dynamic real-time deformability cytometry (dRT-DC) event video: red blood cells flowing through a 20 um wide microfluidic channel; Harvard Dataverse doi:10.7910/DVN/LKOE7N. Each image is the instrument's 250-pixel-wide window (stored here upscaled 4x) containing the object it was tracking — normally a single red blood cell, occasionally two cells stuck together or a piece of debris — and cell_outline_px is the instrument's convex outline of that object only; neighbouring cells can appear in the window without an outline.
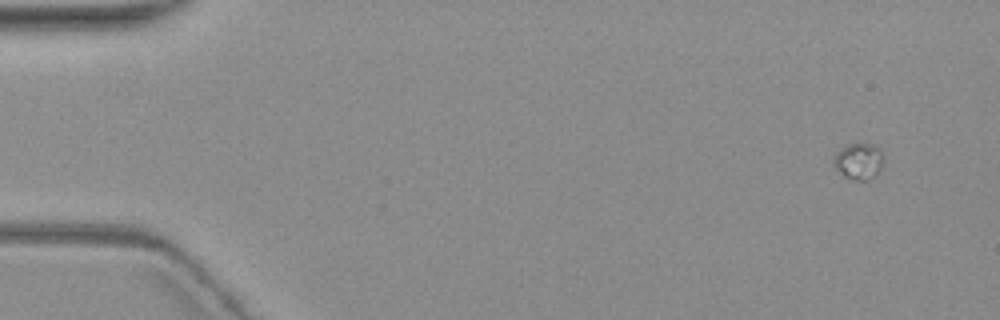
{"species": "common noctule bat (a hibernating species)", "species_latin": "Nyctalus noctula", "temperature_condition": "warm", "stored_images_in_passage": 5, "camera_frame_rate_fps": 3000, "um_per_image_px": 0.085, "animal": {"sex": "female", "body_mass_g": 19.3, "forearm_length_mm": 54.1}, "frame": {"image": 1, "passage_image": 1, "time_ms": 0.0, "image_size_px": [1000, 320], "cell_outline_px": [[884, 156], [880, 168], [868, 180], [848, 180], [836, 168], [832, 160], [836, 152], [840, 148], [848, 144], [868, 144], [880, 148]], "centroid_in_image_um": [72.96, 13.7], "position_along_channel_um": 12.0, "area_um2": 10.46}}